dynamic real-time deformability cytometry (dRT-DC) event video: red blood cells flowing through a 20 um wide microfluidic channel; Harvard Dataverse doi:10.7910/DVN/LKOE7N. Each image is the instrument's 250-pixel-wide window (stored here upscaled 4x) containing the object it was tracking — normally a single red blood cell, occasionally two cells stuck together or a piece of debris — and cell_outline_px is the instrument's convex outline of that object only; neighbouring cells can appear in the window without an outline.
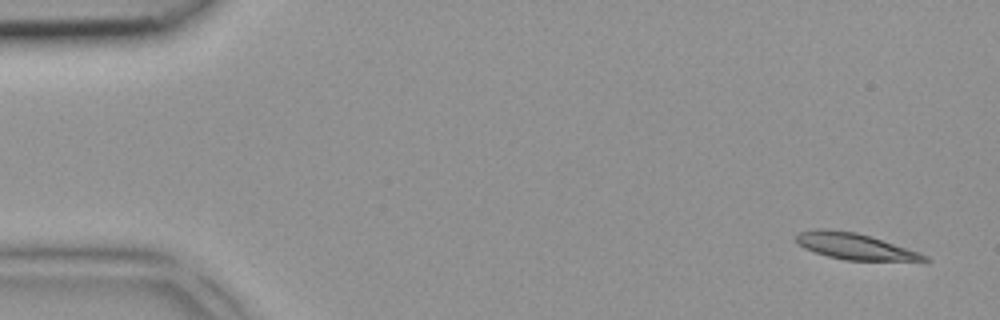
{"species": "common noctule bat (a hibernating species)", "species_latin": "Nyctalus noctula", "temperature_condition": "room temperature", "stored_images_in_passage": 4, "segment_of_instrument_passage": [1, 2], "camera_frame_rate_fps": 3000, "um_per_image_px": 0.085, "animal": {"sex": "female", "body_mass_g": 18.4}, "frame": {"image": 1, "passage_image": 1, "time_ms": 0.0, "image_size_px": [1000, 320], "cell_outline_px": [[932, 260], [848, 260], [828, 256], [804, 248], [796, 240], [796, 236], [800, 232], [820, 228], [856, 232], [928, 256]], "centroid_in_image_um": [72.58, 20.93], "position_along_channel_um": 12.4, "area_um2": 18.67}}